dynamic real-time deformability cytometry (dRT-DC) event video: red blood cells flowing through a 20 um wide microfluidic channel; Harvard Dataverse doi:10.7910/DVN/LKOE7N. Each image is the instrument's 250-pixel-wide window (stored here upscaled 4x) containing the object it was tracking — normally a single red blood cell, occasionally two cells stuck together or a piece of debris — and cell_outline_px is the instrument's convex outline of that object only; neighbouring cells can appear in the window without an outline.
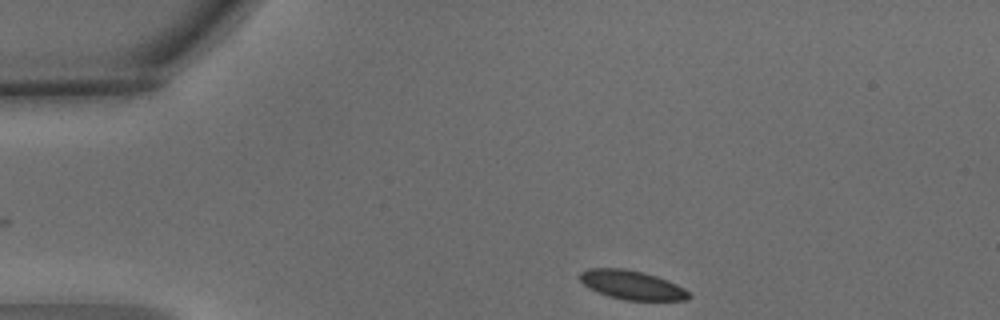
{"species": "common noctule bat (a hibernating species)", "species_latin": "Nyctalus noctula", "temperature_condition": "warm", "stored_images_in_passage": 5, "camera_frame_rate_fps": 3000, "um_per_image_px": 0.085, "animal": {"sex": "male", "body_mass_g": 15.6}, "frame": {"image": 1, "passage_image": 1, "time_ms": 0.0, "image_size_px": [1000, 320], "cell_outline_px": [[692, 296], [688, 300], [624, 300], [608, 296], [596, 292], [588, 288], [580, 280], [580, 272], [588, 268], [624, 268], [644, 272], [668, 280], [684, 288]], "centroid_in_image_um": [53.7, 24.22], "position_along_channel_um": 31.3, "area_um2": 18.55}}
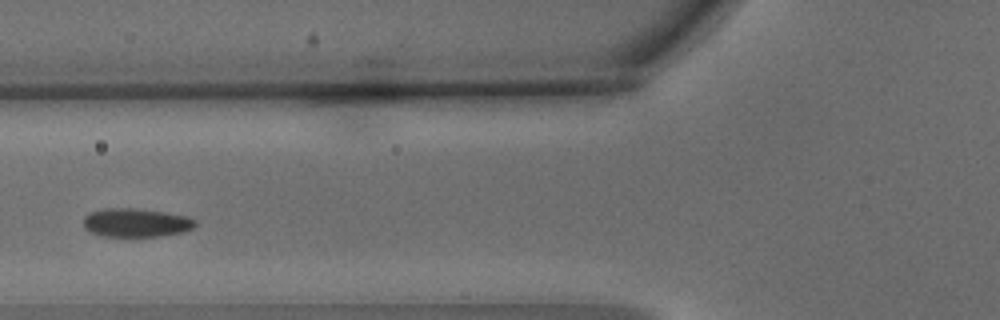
{"frame": {"image": 2, "passage_image": 4, "time_ms": 1.0, "image_size_px": [1000, 320], "cell_outline_px": [[196, 224], [192, 228], [184, 232], [160, 236], [104, 236], [88, 232], [84, 228], [84, 216], [88, 212], [104, 208], [136, 208], [164, 212], [188, 216], [196, 220]], "centroid_in_image_um": [11.54, 18.92], "position_along_channel_um": 114.3, "area_um2": 18.84}}
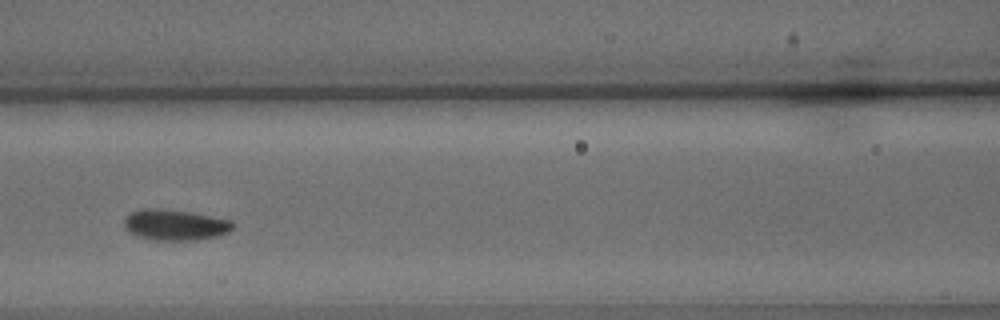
{"frame": {"image": 3, "passage_image": 5, "time_ms": 1.333, "image_size_px": [1000, 320], "cell_outline_px": [[232, 228], [228, 232], [216, 236], [196, 240], [152, 240], [136, 236], [124, 228], [124, 220], [132, 212], [144, 208], [160, 208], [192, 212], [232, 220]], "centroid_in_image_um": [14.86, 19.11], "position_along_channel_um": 151.7, "area_um2": 19.54}}